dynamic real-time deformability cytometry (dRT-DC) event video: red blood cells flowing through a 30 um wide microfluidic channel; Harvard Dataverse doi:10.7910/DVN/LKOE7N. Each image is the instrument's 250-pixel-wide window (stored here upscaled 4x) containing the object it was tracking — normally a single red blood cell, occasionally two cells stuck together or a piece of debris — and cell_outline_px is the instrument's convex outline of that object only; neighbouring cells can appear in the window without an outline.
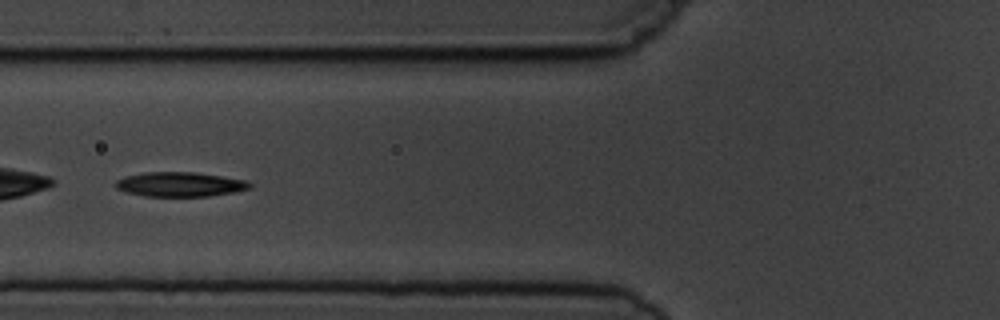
{"species": "common noctule bat (a hibernating species)", "species_latin": "Nyctalus noctula", "temperature_condition": "cold", "stored_images_in_passage": 10, "camera_frame_rate_fps": 3000, "um_per_image_px": 0.085, "animal": {"sex": "male", "body_mass_g": 19.5, "forearm_length_mm": 54.6}, "frame": {"image": 1, "passage_image": 5, "time_ms": 5.667, "image_size_px": [1000, 320], "cell_outline_px": [[252, 188], [232, 192], [208, 196], [144, 196], [124, 192], [116, 188], [116, 180], [124, 176], [144, 172], [196, 172], [248, 180], [252, 184]], "centroid_in_image_um": [15.29, 15.66], "position_along_channel_um": 110.5, "area_um2": 19.31}}
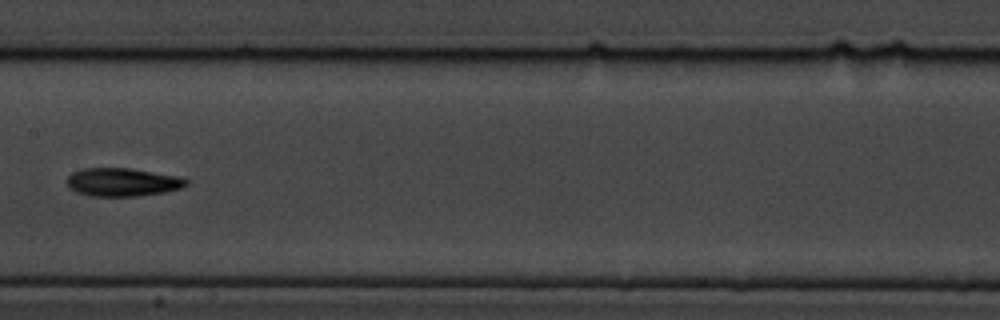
{"frame": {"image": 2, "passage_image": 7, "time_ms": 8.0, "image_size_px": [1000, 320], "cell_outline_px": [[188, 184], [180, 188], [164, 192], [136, 196], [92, 196], [76, 192], [68, 184], [68, 176], [72, 172], [80, 168], [132, 168], [180, 176], [188, 180]], "centroid_in_image_um": [10.43, 15.47], "position_along_channel_um": 197.0, "area_um2": 19.65}}
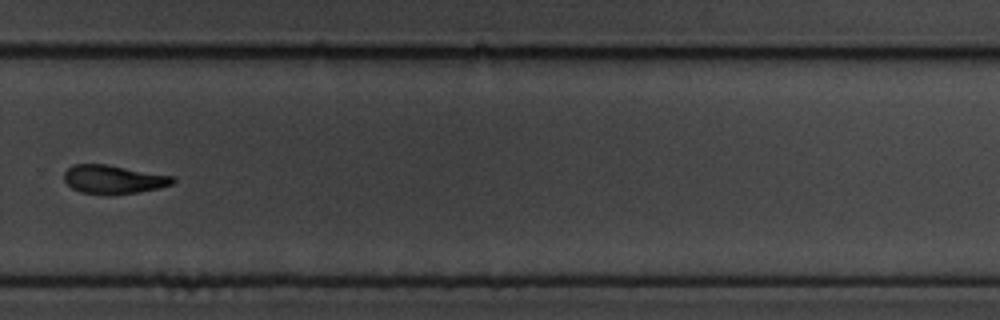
{"frame": {"image": 3, "passage_image": 10, "time_ms": 11.333, "image_size_px": [1000, 320], "cell_outline_px": [[176, 180], [172, 184], [156, 188], [136, 192], [108, 196], [80, 192], [72, 188], [64, 180], [64, 172], [72, 164], [108, 164], [176, 176]], "centroid_in_image_um": [9.64, 15.24], "position_along_channel_um": 320.2, "area_um2": 18.44}}